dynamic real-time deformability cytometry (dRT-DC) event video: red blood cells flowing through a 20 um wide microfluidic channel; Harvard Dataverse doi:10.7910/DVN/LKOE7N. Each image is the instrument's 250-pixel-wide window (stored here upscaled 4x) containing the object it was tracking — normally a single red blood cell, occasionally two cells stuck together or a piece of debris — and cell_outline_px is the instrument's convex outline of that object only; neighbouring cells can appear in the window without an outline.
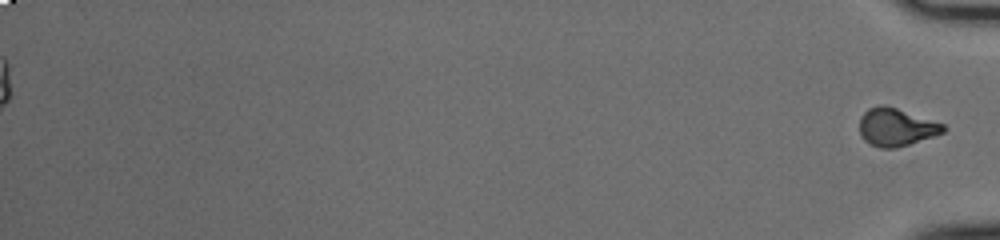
{"species": "common noctule bat (a hibernating species)", "species_latin": "Nyctalus noctula", "temperature_condition": "cold", "stored_images_in_passage": 55, "segment_of_instrument_passage": [2, 2], "camera_frame_rate_fps": 3000, "um_per_image_px": 0.085, "animal": {"sex": "male", "body_mass_g": 20.0, "forearm_length_mm": 53.3}, "frame": {"image": 1, "passage_image": 55, "time_ms": 18.0, "image_size_px": [1000, 240], "cell_outline_px": [[948, 128], [944, 132], [896, 148], [880, 148], [864, 140], [860, 132], [860, 116], [868, 108], [880, 104], [884, 104], [944, 124]], "centroid_in_image_um": [76.16, 10.79], "position_along_channel_um": 359.0, "area_um2": 18.26}}